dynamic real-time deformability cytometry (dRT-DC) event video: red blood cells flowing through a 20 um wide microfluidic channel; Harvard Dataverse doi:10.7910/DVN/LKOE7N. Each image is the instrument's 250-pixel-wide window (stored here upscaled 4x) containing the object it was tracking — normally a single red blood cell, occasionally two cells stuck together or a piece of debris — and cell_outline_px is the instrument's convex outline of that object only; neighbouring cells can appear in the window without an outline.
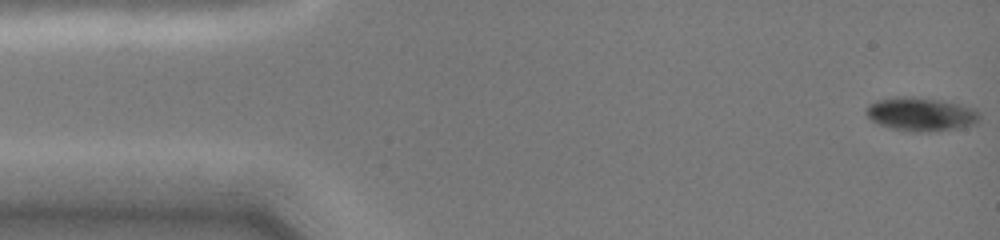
{"species": "common noctule bat (a hibernating species)", "species_latin": "Nyctalus noctula", "temperature_condition": "cold", "stored_images_in_passage": 47, "camera_frame_rate_fps": 3000, "um_per_image_px": 0.085, "animal": {"sex": "female", "body_mass_g": 19.0, "forearm_length_mm": 51.5}, "frame": {"image": 1, "passage_image": 1, "time_ms": 0.0, "image_size_px": [1000, 240], "cell_outline_px": [[980, 120], [976, 124], [956, 128], [932, 132], [908, 132], [892, 128], [880, 124], [872, 120], [864, 112], [864, 108], [868, 104], [876, 100], [896, 96], [912, 96], [940, 100], [964, 104], [976, 108], [980, 112]], "centroid_in_image_um": [78.3, 9.69], "position_along_channel_um": 6.7, "area_um2": 22.77}}
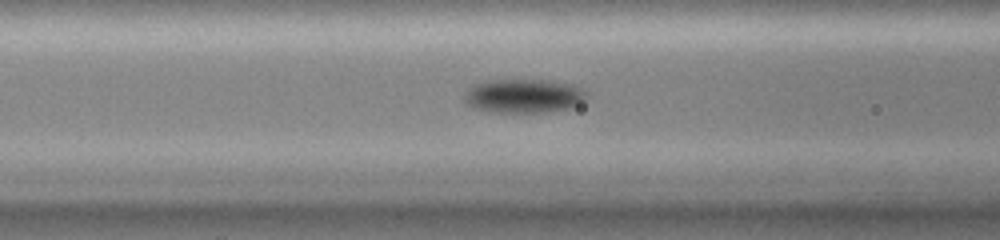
{"frame": {"image": 2, "passage_image": 18, "time_ms": 5.667, "image_size_px": [1000, 240], "cell_outline_px": [[588, 92], [584, 100], [580, 104], [572, 108], [548, 112], [492, 112], [472, 108], [464, 100], [464, 96], [468, 88], [472, 84], [488, 80], [548, 80], [572, 84]], "centroid_in_image_um": [44.51, 8.16], "position_along_channel_um": 122.1, "area_um2": 24.45}}
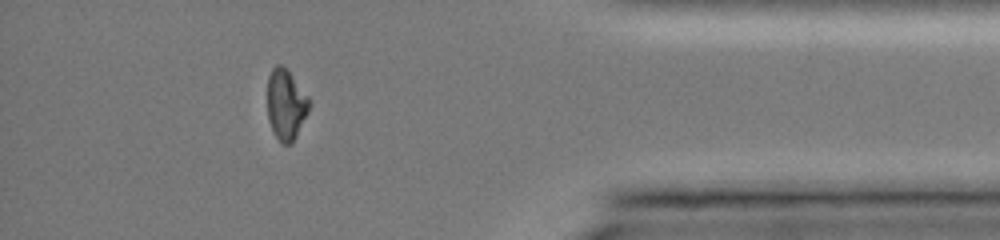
{"frame": {"image": 3, "passage_image": 41, "time_ms": 13.333, "image_size_px": [1000, 240], "cell_outline_px": [[312, 100], [308, 112], [292, 144], [280, 144], [272, 132], [268, 120], [268, 76], [272, 68], [276, 64], [280, 64], [292, 76]], "centroid_in_image_um": [24.31, 8.92], "position_along_channel_um": 410.9, "area_um2": 17.34}, "authors_computed_cell_mechanics": {"area_um2": 21.8484, "velocity_mm_per_s": 4.0808, "shape_relaxation_time_tau1_ms": 4.2083, "shape_relaxation_time_tau2_ms": null, "deformation_change_tau1": 0.0853, "deformation_change_tau2": null}}